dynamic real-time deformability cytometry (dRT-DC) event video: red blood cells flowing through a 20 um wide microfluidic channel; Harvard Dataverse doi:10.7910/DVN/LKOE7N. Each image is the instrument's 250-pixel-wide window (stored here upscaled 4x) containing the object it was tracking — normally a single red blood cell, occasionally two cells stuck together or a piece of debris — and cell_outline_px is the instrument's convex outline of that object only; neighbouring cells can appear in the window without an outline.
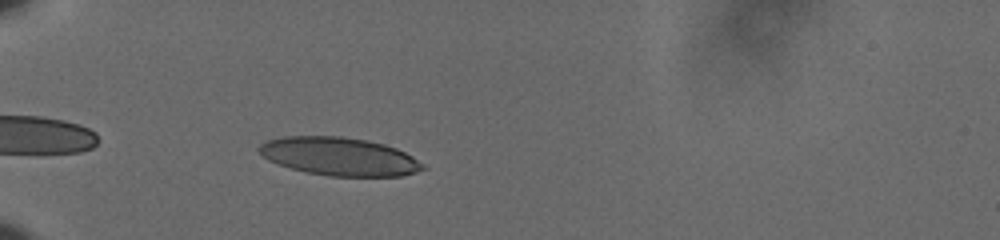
{"species": "human", "species_latin": "Homo sapiens", "temperature_condition": "cold", "stored_images_in_passage": 39, "camera_frame_rate_fps": 3000, "um_per_image_px": 0.085, "donor": {"sex": "male"}, "frame": {"image": 1, "passage_image": 5, "time_ms": 1.333, "image_size_px": [1000, 240], "cell_outline_px": [[428, 168], [416, 172], [400, 176], [328, 176], [308, 172], [292, 168], [268, 160], [256, 148], [260, 144], [268, 140], [280, 136], [344, 136], [368, 140], [384, 144], [396, 148], [412, 156], [424, 164]], "centroid_in_image_um": [28.86, 13.29], "position_along_channel_um": 56.1, "area_um2": 36.47}}
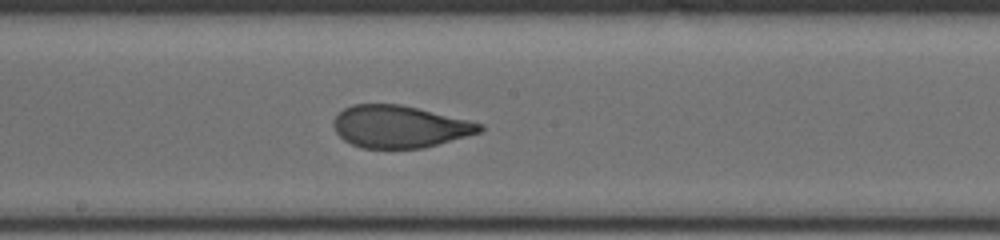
{"frame": {"image": 2, "passage_image": 20, "time_ms": 6.333, "image_size_px": [1000, 240], "cell_outline_px": [[484, 128], [480, 132], [424, 148], [360, 148], [344, 140], [336, 132], [332, 124], [332, 120], [344, 108], [352, 104], [400, 104], [468, 120], [484, 124]], "centroid_in_image_um": [33.94, 10.76], "position_along_channel_um": 214.3, "area_um2": 35.84}}
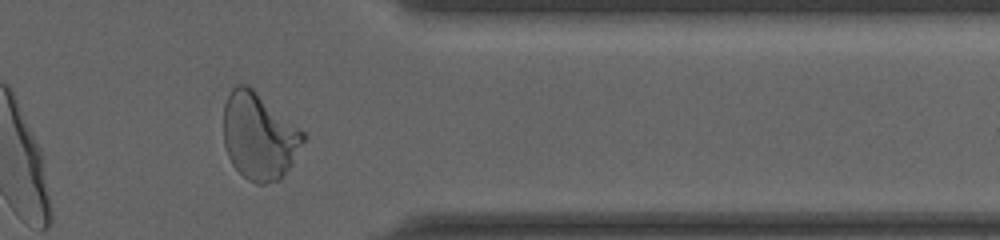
{"frame": {"image": 3, "passage_image": 35, "time_ms": 11.333, "image_size_px": [1000, 240], "cell_outline_px": [[308, 136], [292, 164], [280, 180], [264, 184], [256, 184], [248, 180], [232, 164], [228, 156], [224, 144], [224, 104], [232, 88], [236, 84], [248, 84], [304, 132]], "centroid_in_image_um": [22.03, 11.59], "position_along_channel_um": 389.4, "area_um2": 40.4}, "authors_computed_cell_mechanics": {"area_um2": 36.9342, "velocity_mm_per_s": 3.6179, "shape_relaxation_time_tau1_ms": 4.9705, "shape_relaxation_time_tau2_ms": null, "deformation_change_tau1": 0.179, "deformation_change_tau2": null}}